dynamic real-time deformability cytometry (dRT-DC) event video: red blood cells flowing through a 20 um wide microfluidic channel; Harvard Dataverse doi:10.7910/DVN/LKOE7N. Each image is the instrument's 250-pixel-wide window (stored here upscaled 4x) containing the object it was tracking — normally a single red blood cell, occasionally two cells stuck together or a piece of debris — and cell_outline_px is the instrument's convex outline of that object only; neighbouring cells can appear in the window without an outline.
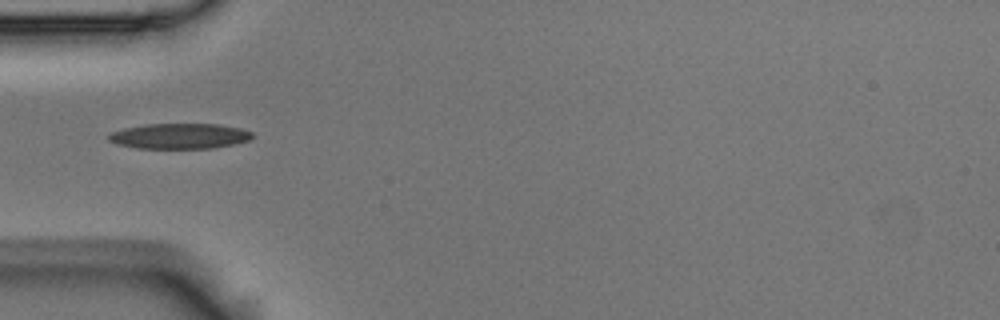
{"species": "Egyptian fruit bat (a non-hibernating species)", "species_latin": "Rousettus aegyptiacus", "temperature_condition": "room temperature", "stored_images_in_passage": 3, "camera_frame_rate_fps": 3000, "um_per_image_px": 0.085, "animal": {"sex": "male"}, "frame": {"image": 1, "passage_image": 1, "time_ms": 0.0, "image_size_px": [1000, 320], "cell_outline_px": [[256, 136], [248, 140], [216, 148], [136, 148], [116, 144], [108, 140], [108, 136], [112, 132], [124, 128], [144, 124], [216, 124], [240, 128], [252, 132]], "centroid_in_image_um": [15.26, 11.56], "position_along_channel_um": 69.7, "area_um2": 21.27}}
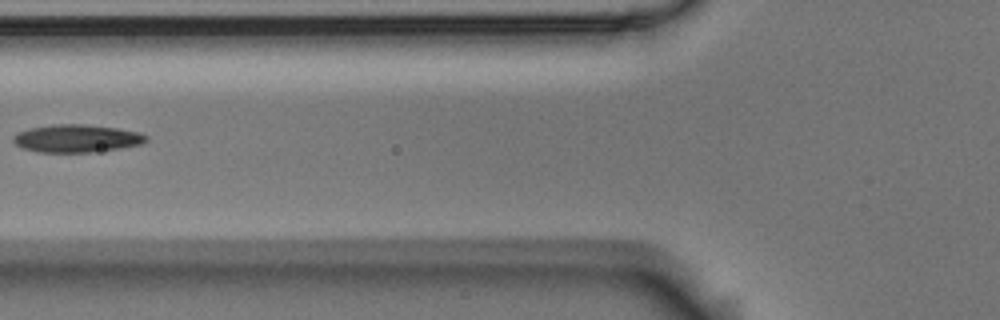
{"frame": {"image": 2, "passage_image": 2, "time_ms": 0.333, "image_size_px": [1000, 320], "cell_outline_px": [[148, 140], [140, 144], [120, 148], [92, 152], [36, 152], [20, 148], [12, 140], [12, 136], [28, 128], [56, 124], [84, 124], [116, 128], [140, 132], [148, 136]], "centroid_in_image_um": [6.49, 11.77], "position_along_channel_um": 119.3, "area_um2": 21.56}}